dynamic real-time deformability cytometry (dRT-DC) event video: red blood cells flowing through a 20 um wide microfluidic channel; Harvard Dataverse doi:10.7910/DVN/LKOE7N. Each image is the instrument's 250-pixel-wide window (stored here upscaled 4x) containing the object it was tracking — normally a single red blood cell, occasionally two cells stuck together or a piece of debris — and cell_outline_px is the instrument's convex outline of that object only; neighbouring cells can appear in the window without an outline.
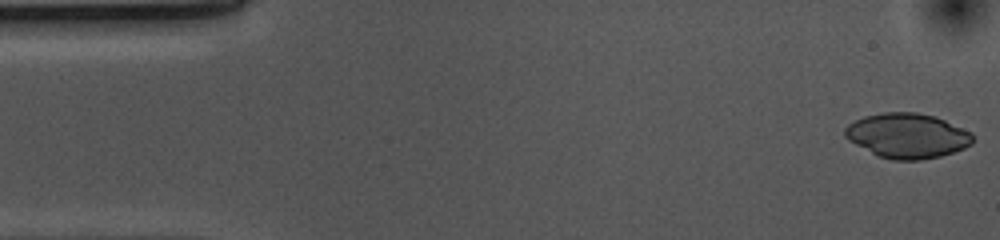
{"species": "common noctule bat (a hibernating species)", "species_latin": "Nyctalus noctula", "temperature_condition": "cold", "stored_images_in_passage": 52, "camera_frame_rate_fps": 3000, "um_per_image_px": 0.085, "animal": {"sex": "female", "body_mass_g": 10.0, "forearm_length_mm": 53.1}, "frame": {"image": 1, "passage_image": 1, "time_ms": 0.0, "image_size_px": [1000, 240], "cell_outline_px": [[972, 144], [964, 148], [940, 156], [920, 160], [892, 160], [880, 156], [848, 140], [844, 136], [844, 128], [848, 124], [864, 116], [884, 112], [916, 112], [936, 116], [972, 132]], "centroid_in_image_um": [77.13, 11.52], "position_along_channel_um": 7.9, "area_um2": 33.29}}